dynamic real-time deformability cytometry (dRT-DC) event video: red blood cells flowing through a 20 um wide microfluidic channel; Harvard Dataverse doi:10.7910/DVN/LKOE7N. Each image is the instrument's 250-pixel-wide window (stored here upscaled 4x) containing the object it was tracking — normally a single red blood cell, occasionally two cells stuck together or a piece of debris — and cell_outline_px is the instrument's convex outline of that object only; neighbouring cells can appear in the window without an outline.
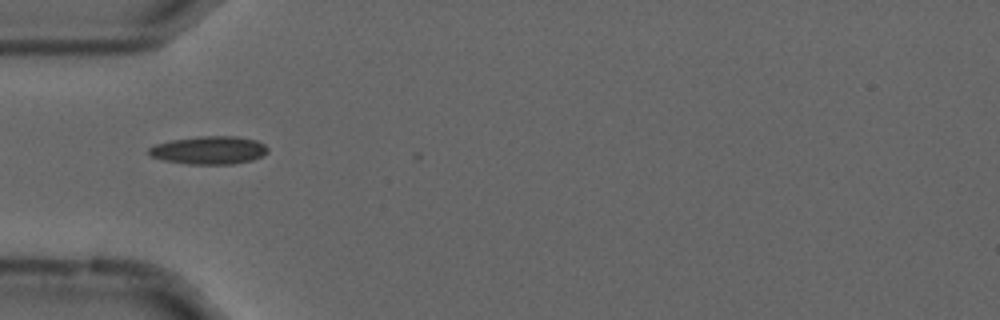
{"species": "common noctule bat (a hibernating species)", "species_latin": "Nyctalus noctula", "temperature_condition": "cold", "stored_images_in_passage": 29, "camera_frame_rate_fps": 3000, "um_per_image_px": 0.085, "animal": {"sex": "male", "forearm_length_mm": 52.5}, "frame": {"image": 1, "passage_image": 2, "time_ms": 0.333, "image_size_px": [1000, 320], "cell_outline_px": [[268, 152], [252, 160], [232, 164], [188, 164], [164, 160], [152, 156], [148, 152], [148, 148], [156, 144], [172, 140], [200, 136], [236, 136], [256, 140], [264, 144], [268, 148]], "centroid_in_image_um": [17.78, 12.76], "position_along_channel_um": 67.2, "area_um2": 19.31}}
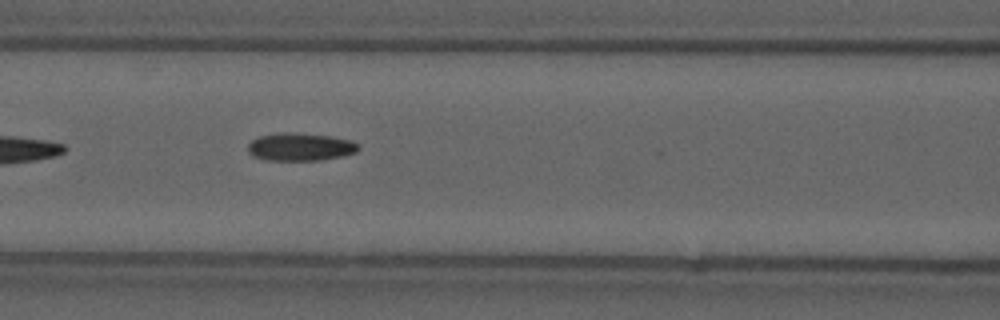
{"frame": {"image": 2, "passage_image": 8, "time_ms": 2.333, "image_size_px": [1000, 320], "cell_outline_px": [[360, 148], [356, 152], [340, 156], [320, 160], [264, 160], [252, 156], [248, 152], [248, 144], [252, 140], [260, 136], [280, 132], [296, 132], [332, 136], [352, 140], [360, 144]], "centroid_in_image_um": [25.53, 12.47], "position_along_channel_um": 141.1, "area_um2": 18.15}}
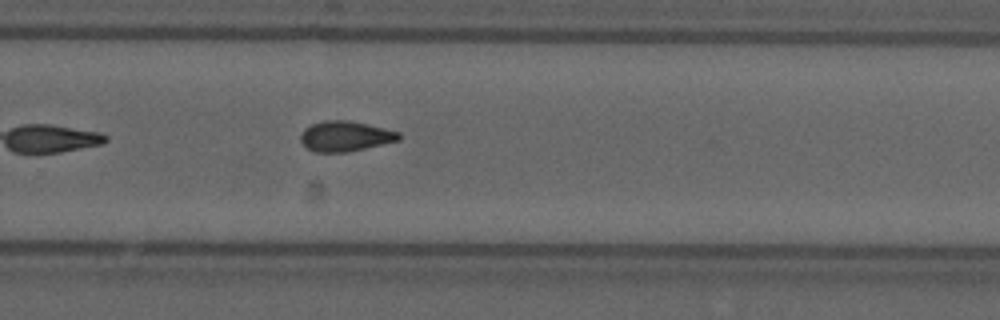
{"frame": {"image": 3, "passage_image": 21, "time_ms": 6.667, "image_size_px": [1000, 320], "cell_outline_px": [[400, 140], [348, 152], [316, 152], [308, 148], [300, 140], [300, 136], [304, 128], [312, 124], [324, 120], [348, 120], [368, 124], [400, 132]], "centroid_in_image_um": [29.35, 11.57], "position_along_channel_um": 300.4, "area_um2": 17.28}, "authors_computed_cell_mechanics": {"area_um2": 17.2244, "velocity_mm_per_s": 3.6893, "shape_relaxation_time_tau1_ms": 9.7022, "shape_relaxation_time_tau2_ms": 3.4498, "deformation_change_tau1": 0.1915, "deformation_change_tau2": 0.099}}